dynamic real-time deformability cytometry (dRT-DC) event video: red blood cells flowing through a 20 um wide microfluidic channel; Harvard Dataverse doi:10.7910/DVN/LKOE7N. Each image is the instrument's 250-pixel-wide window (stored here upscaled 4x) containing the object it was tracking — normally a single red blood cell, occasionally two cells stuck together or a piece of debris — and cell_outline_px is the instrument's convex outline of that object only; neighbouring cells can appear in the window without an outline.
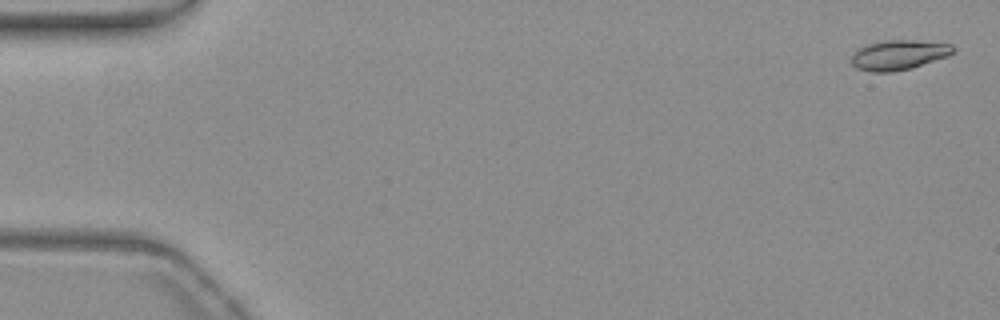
{"species": "common noctule bat (a hibernating species)", "species_latin": "Nyctalus noctula", "temperature_condition": "warm", "stored_images_in_passage": 12, "camera_frame_rate_fps": 3000, "um_per_image_px": 0.085, "animal": {"sex": "female", "body_mass_g": 19.3, "forearm_length_mm": 54.1}, "frame": {"image": 1, "passage_image": 2, "time_ms": 0.333, "image_size_px": [1000, 320], "cell_outline_px": [[956, 52], [948, 56], [912, 68], [892, 72], [872, 72], [856, 68], [852, 64], [852, 56], [864, 44], [884, 40], [916, 40], [952, 44], [956, 48]], "centroid_in_image_um": [76.43, 4.66], "position_along_channel_um": 8.6, "area_um2": 17.86}}